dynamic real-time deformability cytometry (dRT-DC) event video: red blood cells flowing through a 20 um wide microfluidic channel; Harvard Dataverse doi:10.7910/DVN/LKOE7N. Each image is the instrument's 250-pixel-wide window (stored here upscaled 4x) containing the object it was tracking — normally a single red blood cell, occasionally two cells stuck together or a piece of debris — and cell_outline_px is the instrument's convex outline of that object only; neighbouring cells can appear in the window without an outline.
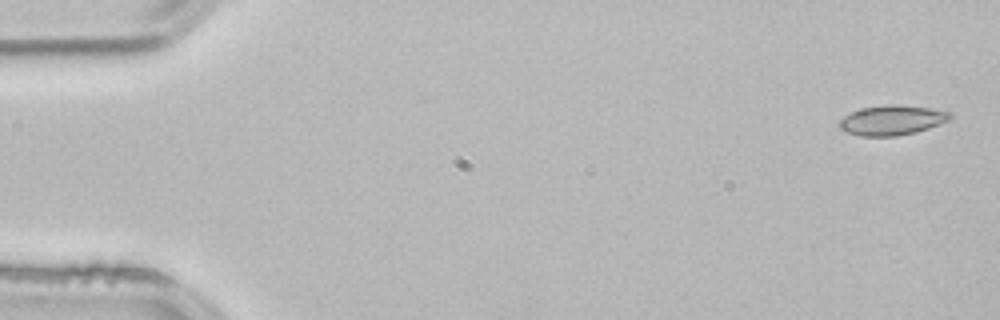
{"species": "common noctule bat (a hibernating species)", "species_latin": "Nyctalus noctula", "temperature_condition": "room temperature", "stored_images_in_passage": 4, "segment_of_instrument_passage": [1, 2], "camera_frame_rate_fps": 3000, "um_per_image_px": 0.085, "animal": {"sex": "male", "body_mass_g": 21.5, "forearm_length_mm": 52.0}, "frame": {"image": 1, "passage_image": 1, "time_ms": 0.0, "image_size_px": [1000, 320], "cell_outline_px": [[952, 116], [948, 120], [940, 124], [916, 132], [896, 136], [860, 136], [844, 132], [840, 128], [840, 120], [844, 116], [860, 108], [888, 104], [892, 104], [928, 108], [952, 112]], "centroid_in_image_um": [75.8, 10.22], "position_along_channel_um": 9.2, "area_um2": 19.19}}